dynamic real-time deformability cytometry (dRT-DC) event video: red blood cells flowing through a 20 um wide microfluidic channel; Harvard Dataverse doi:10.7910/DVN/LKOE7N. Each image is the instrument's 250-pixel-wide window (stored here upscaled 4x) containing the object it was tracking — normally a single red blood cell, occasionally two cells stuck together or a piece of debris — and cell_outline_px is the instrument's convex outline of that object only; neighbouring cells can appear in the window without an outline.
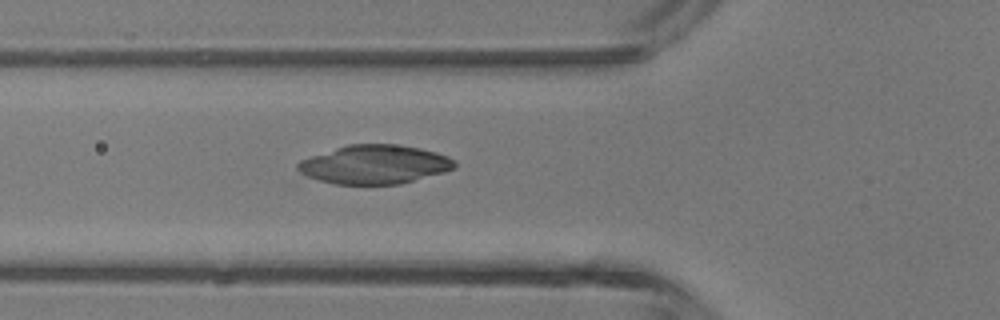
{"species": "common noctule bat (a hibernating species)", "species_latin": "Nyctalus noctula", "temperature_condition": "room temperature", "stored_images_in_passage": 6, "camera_frame_rate_fps": 3000, "um_per_image_px": 0.085, "animal": {"sex": "male", "body_mass_g": 13.3}, "frame": {"image": 1, "passage_image": 6, "time_ms": 5.667, "image_size_px": [1000, 320], "cell_outline_px": [[456, 168], [444, 172], [400, 184], [336, 184], [320, 180], [308, 176], [300, 172], [296, 168], [296, 164], [300, 160], [348, 144], [392, 144], [420, 148], [436, 152], [448, 156], [456, 160]], "centroid_in_image_um": [31.87, 13.98], "position_along_channel_um": 93.9, "area_um2": 35.32}}